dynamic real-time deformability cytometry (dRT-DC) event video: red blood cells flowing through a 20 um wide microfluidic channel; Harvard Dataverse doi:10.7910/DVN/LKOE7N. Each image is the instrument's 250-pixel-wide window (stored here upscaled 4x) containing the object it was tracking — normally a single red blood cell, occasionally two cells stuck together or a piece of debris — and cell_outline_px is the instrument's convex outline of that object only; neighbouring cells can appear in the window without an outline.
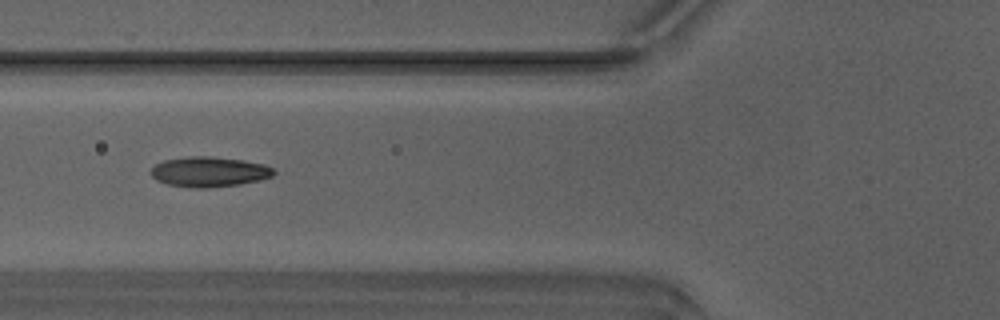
{"species": "Egyptian fruit bat (a non-hibernating species)", "species_latin": "Rousettus aegyptiacus", "temperature_condition": "warm", "stored_images_in_passage": 36, "camera_frame_rate_fps": 3000, "um_per_image_px": 0.085, "animal": {"sex": "male"}, "frame": {"image": 1, "passage_image": 6, "time_ms": 1.667, "image_size_px": [1000, 320], "cell_outline_px": [[276, 172], [272, 176], [260, 180], [240, 184], [208, 188], [192, 188], [168, 184], [156, 180], [152, 176], [152, 168], [156, 164], [164, 160], [188, 156], [212, 156], [244, 160], [264, 164], [272, 168]], "centroid_in_image_um": [17.79, 14.6], "position_along_channel_um": 108.0, "area_um2": 21.62}}
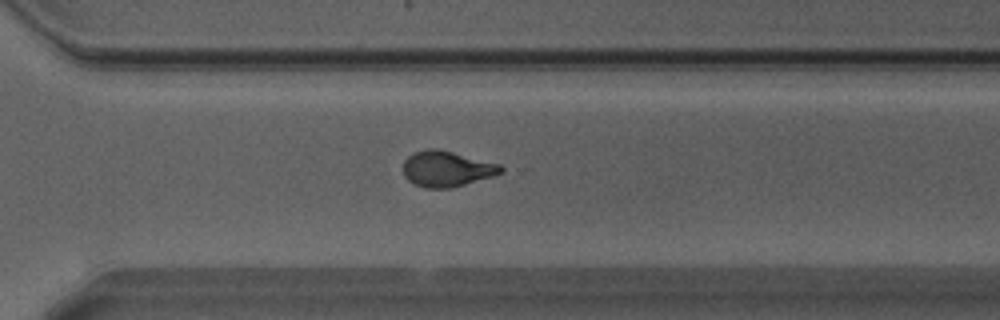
{"frame": {"image": 2, "passage_image": 22, "time_ms": 7.0, "image_size_px": [1000, 320], "cell_outline_px": [[504, 172], [492, 176], [452, 188], [424, 188], [408, 180], [404, 176], [404, 160], [408, 156], [416, 152], [428, 148], [436, 148], [500, 164], [504, 168]], "centroid_in_image_um": [37.98, 14.35], "position_along_channel_um": 332.6, "area_um2": 20.17}}
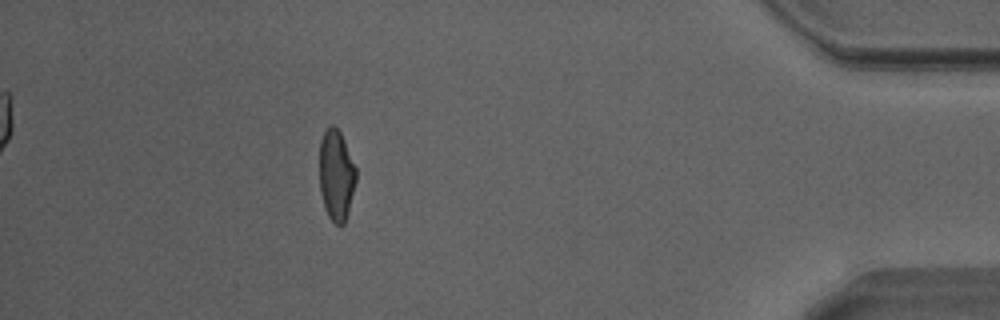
{"frame": {"image": 3, "passage_image": 31, "time_ms": 10.0, "image_size_px": [1000, 320], "cell_outline_px": [[356, 180], [344, 224], [340, 228], [328, 216], [324, 208], [320, 192], [320, 140], [324, 132], [332, 124], [340, 132], [356, 168]], "centroid_in_image_um": [28.57, 14.92], "position_along_channel_um": 406.6, "area_um2": 19.13}, "authors_computed_cell_mechanics": {"area_um2": 20.0855, "velocity_mm_per_s": 4.218, "shape_relaxation_time_tau1_ms": null, "shape_relaxation_time_tau2_ms": 1.3031, "deformation_change_tau1": null, "deformation_change_tau2": 0.0679}}